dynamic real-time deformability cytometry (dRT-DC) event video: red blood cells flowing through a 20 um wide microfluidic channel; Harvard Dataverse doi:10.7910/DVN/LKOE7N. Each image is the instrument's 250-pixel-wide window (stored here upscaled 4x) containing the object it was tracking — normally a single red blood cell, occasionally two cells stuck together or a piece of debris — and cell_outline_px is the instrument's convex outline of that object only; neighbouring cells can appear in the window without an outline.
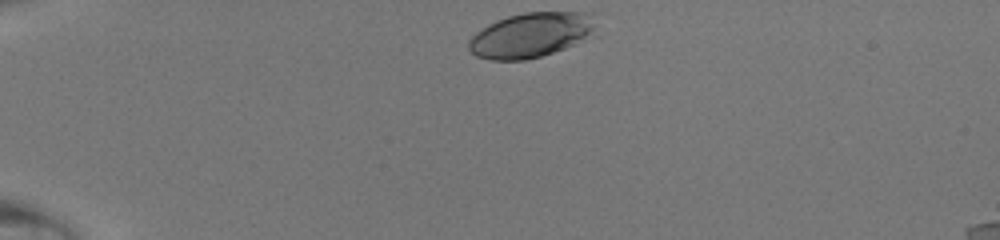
{"species": "human", "species_latin": "Homo sapiens", "temperature_condition": "room temperature", "stored_images_in_passage": 32, "camera_frame_rate_fps": 3000, "um_per_image_px": 0.085, "donor": {"sex": "male"}, "frame": {"image": 1, "passage_image": 1, "time_ms": 0.0, "image_size_px": [1000, 240], "cell_outline_px": [[600, 36], [540, 56], [524, 60], [488, 60], [476, 56], [468, 48], [468, 40], [476, 32], [488, 24], [496, 20], [508, 16], [524, 12], [592, 12]], "centroid_in_image_um": [45.23, 2.97], "position_along_channel_um": 39.8, "area_um2": 34.04}}
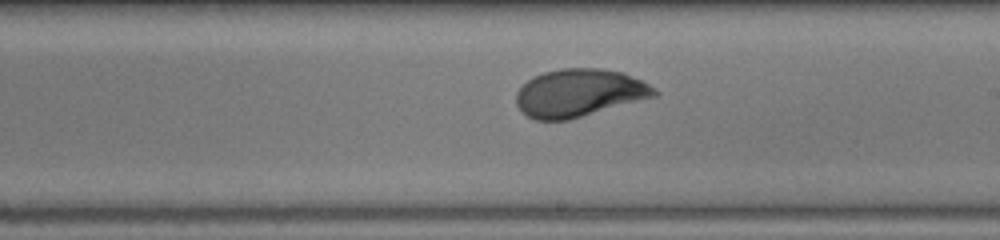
{"frame": {"image": 2, "passage_image": 19, "time_ms": 6.0, "image_size_px": [1000, 240], "cell_outline_px": [[660, 92], [656, 96], [568, 120], [536, 120], [528, 116], [516, 104], [516, 92], [532, 76], [544, 72], [560, 68], [600, 68], [624, 72], [656, 88]], "centroid_in_image_um": [49.24, 7.89], "position_along_channel_um": 239.8, "area_um2": 38.38}}
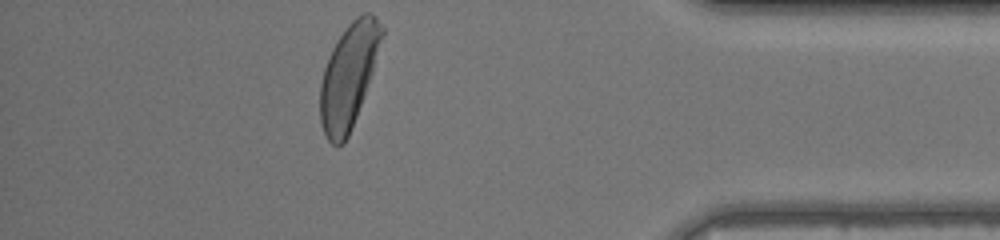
{"frame": {"image": 3, "passage_image": 32, "time_ms": 10.333, "image_size_px": [1000, 240], "cell_outline_px": [[384, 32], [372, 72], [356, 116], [348, 136], [344, 144], [336, 148], [328, 140], [324, 132], [320, 120], [320, 84], [324, 68], [328, 56], [336, 40], [348, 24], [356, 16], [364, 12], [372, 12], [376, 16], [384, 28]], "centroid_in_image_um": [29.62, 6.42], "position_along_channel_um": 405.6, "area_um2": 37.17}}